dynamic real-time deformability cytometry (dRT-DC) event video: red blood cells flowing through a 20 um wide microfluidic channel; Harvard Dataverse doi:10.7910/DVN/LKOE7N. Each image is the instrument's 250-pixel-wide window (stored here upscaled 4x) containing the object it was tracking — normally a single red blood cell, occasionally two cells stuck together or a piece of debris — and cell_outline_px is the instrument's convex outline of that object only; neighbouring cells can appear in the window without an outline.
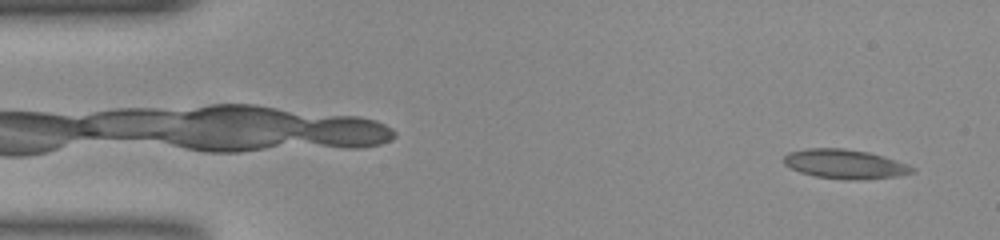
{"species": "common noctule bat (a hibernating species)", "species_latin": "Nyctalus noctula", "temperature_condition": "room temperature", "stored_images_in_passage": 51, "camera_frame_rate_fps": 3000, "um_per_image_px": 0.085, "animal": {"sex": "female", "body_mass_g": 23.0, "forearm_length_mm": 53.4}, "frame": {"image": 1, "passage_image": 2, "time_ms": 0.333, "image_size_px": [1000, 240], "cell_outline_px": [[916, 172], [896, 176], [856, 180], [852, 180], [816, 176], [800, 172], [784, 164], [784, 156], [788, 152], [808, 148], [844, 148], [868, 152], [884, 156], [908, 164], [916, 168]], "centroid_in_image_um": [71.85, 13.93], "position_along_channel_um": 13.2, "area_um2": 21.85}}
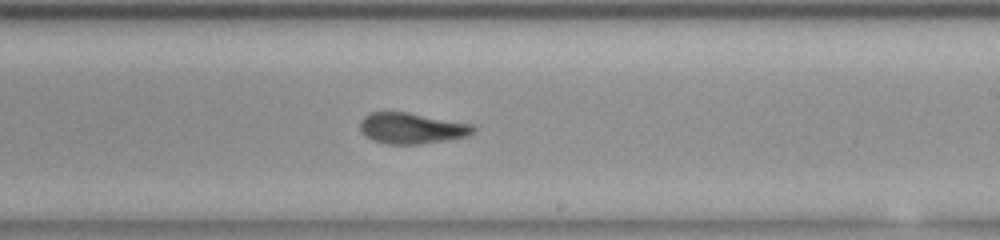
{"frame": {"image": 2, "passage_image": 30, "time_ms": 9.667, "image_size_px": [1000, 240], "cell_outline_px": [[476, 132], [468, 136], [448, 140], [420, 144], [388, 144], [372, 140], [360, 128], [360, 120], [368, 112], [408, 112], [476, 124]], "centroid_in_image_um": [35.07, 10.89], "position_along_channel_um": 253.9, "area_um2": 20.69}}
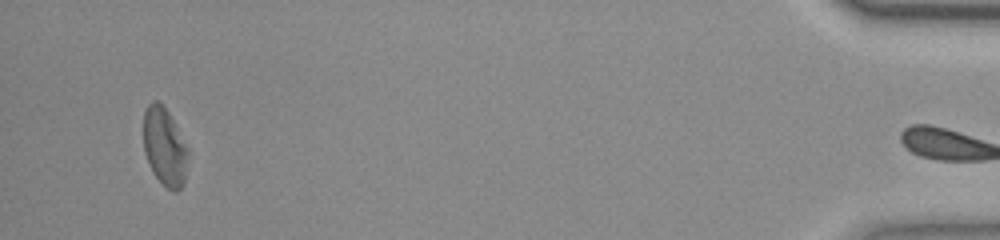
{"frame": {"image": 3, "passage_image": 50, "time_ms": 16.333, "image_size_px": [1000, 240], "cell_outline_px": [[188, 160], [184, 184], [176, 192], [172, 192], [152, 172], [144, 152], [144, 112], [148, 104], [152, 100], [156, 100], [168, 112], [188, 148]], "centroid_in_image_um": [14.0, 12.5], "position_along_channel_um": 421.2, "area_um2": 20.11}, "authors_computed_cell_mechanics": {"area_um2": 20.808, "velocity_mm_per_s": 3.7606, "shape_relaxation_time_tau1_ms": null, "shape_relaxation_time_tau2_ms": 2.0328, "deformation_change_tau1": null, "deformation_change_tau2": 0.0812}}